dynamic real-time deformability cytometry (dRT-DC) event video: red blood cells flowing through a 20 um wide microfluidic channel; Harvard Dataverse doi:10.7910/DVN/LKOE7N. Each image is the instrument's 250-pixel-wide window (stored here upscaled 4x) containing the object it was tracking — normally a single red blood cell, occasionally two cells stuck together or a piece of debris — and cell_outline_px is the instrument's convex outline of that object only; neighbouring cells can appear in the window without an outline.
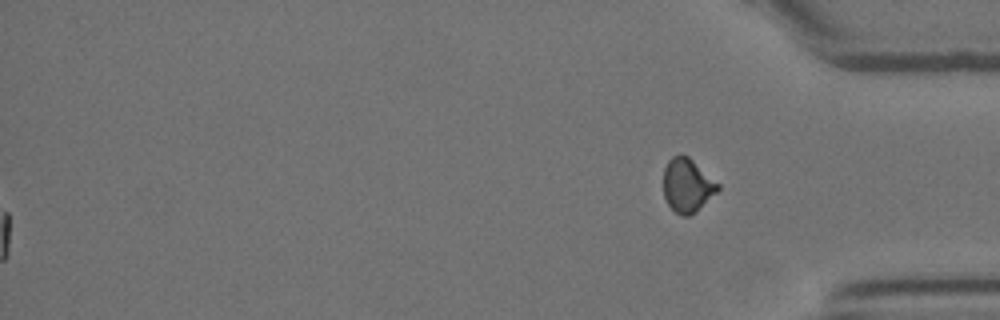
{"species": "Egyptian fruit bat (a non-hibernating species)", "species_latin": "Rousettus aegyptiacus", "temperature_condition": "room temperature", "stored_images_in_passage": 56, "segment_of_instrument_passage": [2, 2], "camera_frame_rate_fps": 3000, "um_per_image_px": 0.085, "animal": {"sex": "female"}, "frame": {"image": 1, "passage_image": 56, "time_ms": 18.333, "image_size_px": [1000, 320], "cell_outline_px": [[720, 188], [716, 192], [688, 216], [680, 216], [668, 204], [664, 196], [664, 168], [668, 160], [672, 156], [680, 152], [688, 156], [720, 184]], "centroid_in_image_um": [58.39, 15.7], "position_along_channel_um": 376.8, "area_um2": 16.82}}